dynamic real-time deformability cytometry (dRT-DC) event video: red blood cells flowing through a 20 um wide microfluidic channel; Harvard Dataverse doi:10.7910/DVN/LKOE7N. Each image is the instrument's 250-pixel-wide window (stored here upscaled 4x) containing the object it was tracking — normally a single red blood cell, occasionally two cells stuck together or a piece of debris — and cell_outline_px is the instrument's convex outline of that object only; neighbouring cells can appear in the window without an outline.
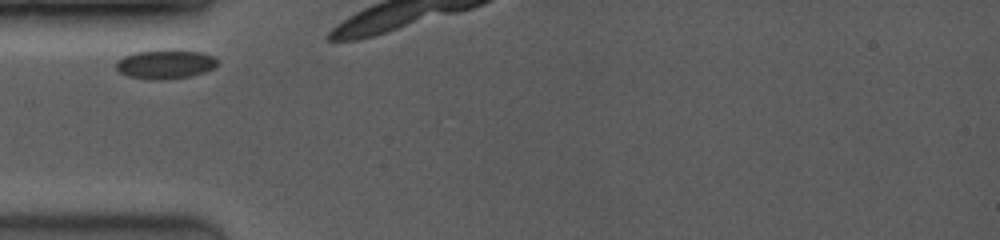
{"species": "common noctule bat (a hibernating species)", "species_latin": "Nyctalus noctula", "temperature_condition": "room temperature", "stored_images_in_passage": 2, "camera_frame_rate_fps": 3500, "um_per_image_px": 0.085, "animal": {"sex": "female", "body_mass_g": 19.0, "forearm_length_mm": 53.3}, "frame": {"image": 1, "passage_image": 1, "time_ms": 0.0, "image_size_px": [1000, 240], "cell_outline_px": [[220, 60], [216, 68], [204, 72], [188, 76], [164, 80], [128, 76], [120, 72], [116, 68], [116, 60], [124, 56], [136, 52], [200, 52], [212, 56]], "centroid_in_image_um": [14.08, 5.49], "position_along_channel_um": 70.9, "area_um2": 16.47}}